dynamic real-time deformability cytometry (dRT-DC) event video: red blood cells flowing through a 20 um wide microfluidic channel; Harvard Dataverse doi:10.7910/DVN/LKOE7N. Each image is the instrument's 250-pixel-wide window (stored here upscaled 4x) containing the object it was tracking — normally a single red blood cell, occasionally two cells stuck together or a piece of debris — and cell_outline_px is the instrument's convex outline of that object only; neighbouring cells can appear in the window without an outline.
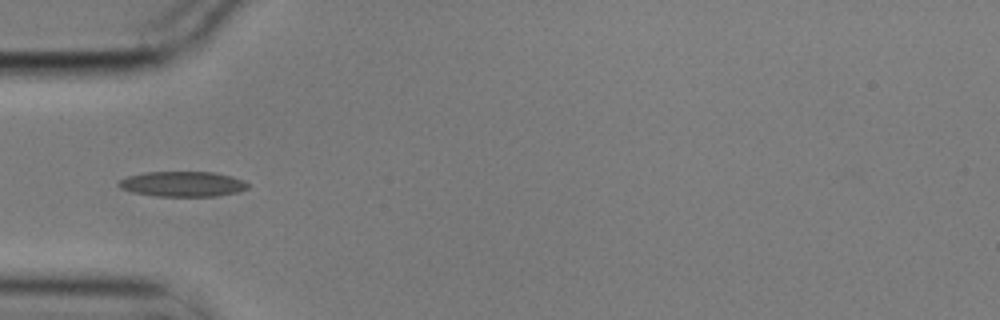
{"species": "common noctule bat (a hibernating species)", "species_latin": "Nyctalus noctula", "temperature_condition": "cold", "stored_images_in_passage": 3, "camera_frame_rate_fps": 3000, "um_per_image_px": 0.085, "animal": {"sex": "male", "body_mass_g": 17.9}, "frame": {"image": 1, "passage_image": 1, "time_ms": 0.0, "image_size_px": [1000, 320], "cell_outline_px": [[248, 188], [240, 192], [216, 196], [156, 196], [132, 192], [120, 188], [116, 184], [120, 180], [128, 176], [148, 172], [212, 172], [232, 176], [244, 180], [248, 184]], "centroid_in_image_um": [15.54, 15.64], "position_along_channel_um": 69.5, "area_um2": 19.02}}
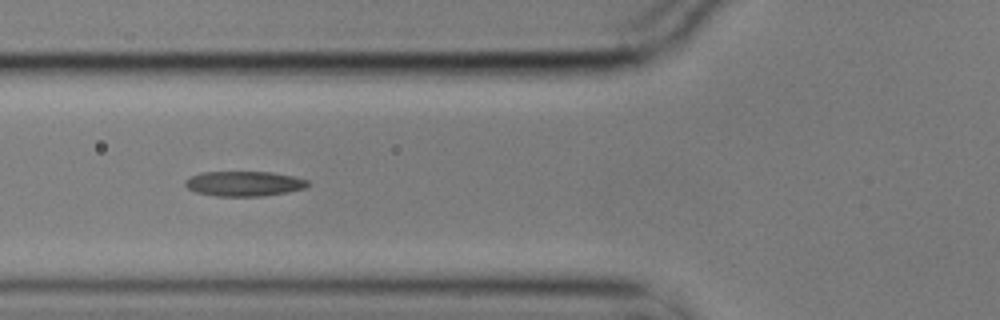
{"frame": {"image": 2, "passage_image": 2, "time_ms": 0.333, "image_size_px": [1000, 320], "cell_outline_px": [[308, 184], [304, 188], [288, 192], [260, 196], [216, 196], [196, 192], [188, 188], [184, 184], [184, 180], [200, 172], [272, 172], [292, 176], [308, 180]], "centroid_in_image_um": [20.72, 15.61], "position_along_channel_um": 105.1, "area_um2": 17.74}}
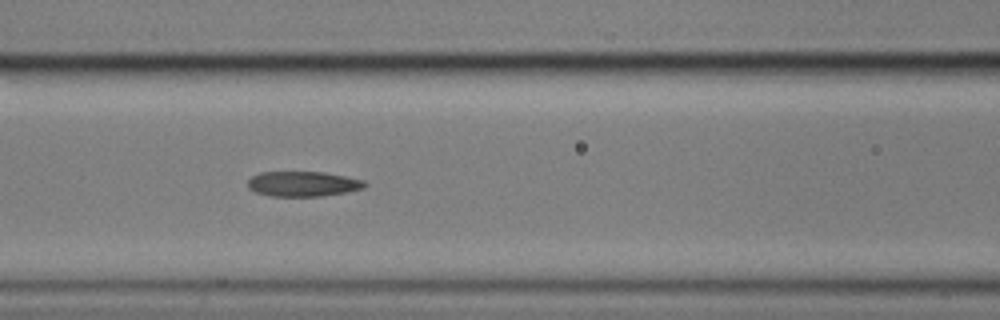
{"frame": {"image": 3, "passage_image": 3, "time_ms": 0.667, "image_size_px": [1000, 320], "cell_outline_px": [[368, 184], [364, 188], [348, 192], [320, 196], [268, 196], [256, 192], [248, 188], [248, 180], [252, 176], [260, 172], [324, 172], [364, 180]], "centroid_in_image_um": [25.76, 15.63], "position_along_channel_um": 140.8, "area_um2": 17.17}}